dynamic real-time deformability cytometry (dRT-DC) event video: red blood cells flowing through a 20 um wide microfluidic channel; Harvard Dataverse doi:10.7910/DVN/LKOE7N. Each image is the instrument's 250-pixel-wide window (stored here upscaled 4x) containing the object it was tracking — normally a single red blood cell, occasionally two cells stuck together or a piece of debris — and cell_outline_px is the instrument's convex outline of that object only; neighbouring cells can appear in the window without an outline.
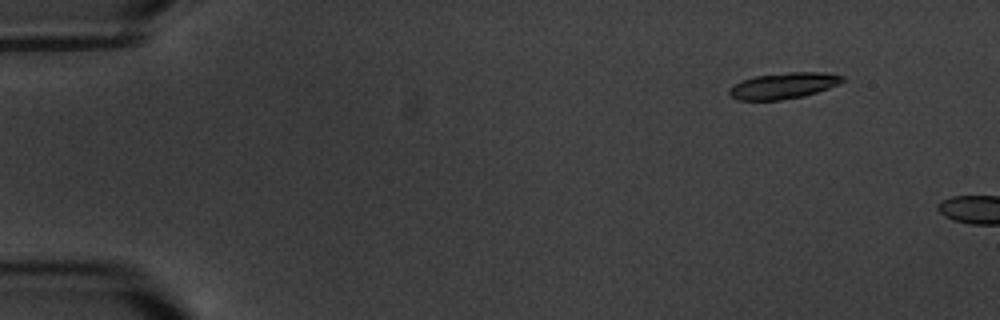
{"species": "common noctule bat (a hibernating species)", "species_latin": "Nyctalus noctula", "temperature_condition": "warm", "stored_images_in_passage": 3, "camera_frame_rate_fps": 3000, "um_per_image_px": 0.085, "animal": {"sex": "male", "body_mass_g": 20.1, "forearm_length_mm": 53.5}, "frame": {"image": 1, "passage_image": 2, "time_ms": 1.333, "image_size_px": [1000, 320], "cell_outline_px": [[848, 80], [840, 84], [804, 96], [780, 100], [736, 100], [728, 96], [728, 88], [740, 80], [752, 76], [788, 72], [824, 72], [844, 76]], "centroid_in_image_um": [66.57, 7.28], "position_along_channel_um": 18.4, "area_um2": 17.63}}